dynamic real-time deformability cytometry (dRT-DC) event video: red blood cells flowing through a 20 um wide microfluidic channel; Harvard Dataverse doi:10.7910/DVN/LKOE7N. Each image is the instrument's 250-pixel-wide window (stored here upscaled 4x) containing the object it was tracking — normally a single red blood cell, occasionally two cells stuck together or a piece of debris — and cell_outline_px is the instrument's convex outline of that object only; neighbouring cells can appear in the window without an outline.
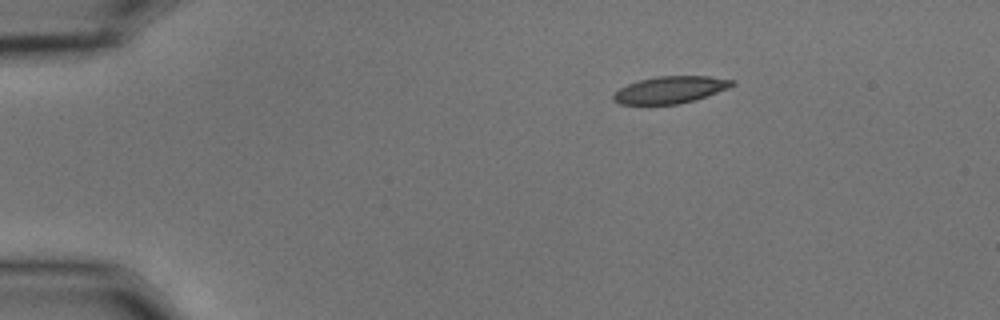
{"species": "common noctule bat (a hibernating species)", "species_latin": "Nyctalus noctula", "temperature_condition": "cold", "stored_images_in_passage": 47, "camera_frame_rate_fps": 3000, "um_per_image_px": 0.085, "animal": {"sex": "male", "body_mass_g": 15.6}, "frame": {"image": 1, "passage_image": 1, "time_ms": 0.0, "image_size_px": [1000, 320], "cell_outline_px": [[736, 84], [728, 88], [696, 100], [680, 104], [644, 108], [620, 104], [612, 100], [612, 96], [620, 88], [628, 84], [640, 80], [656, 76], [708, 76], [736, 80]], "centroid_in_image_um": [56.92, 7.69], "position_along_channel_um": 28.1, "area_um2": 19.59}}
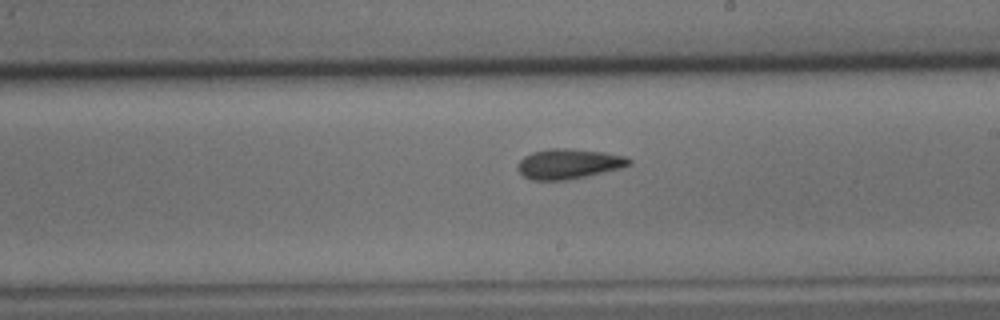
{"frame": {"image": 2, "passage_image": 24, "time_ms": 7.667, "image_size_px": [1000, 320], "cell_outline_px": [[632, 164], [620, 168], [588, 176], [568, 180], [532, 180], [524, 176], [516, 168], [516, 164], [524, 156], [532, 152], [548, 148], [572, 148], [604, 152], [624, 156], [632, 160]], "centroid_in_image_um": [48.32, 13.92], "position_along_channel_um": 240.7, "area_um2": 19.71}}
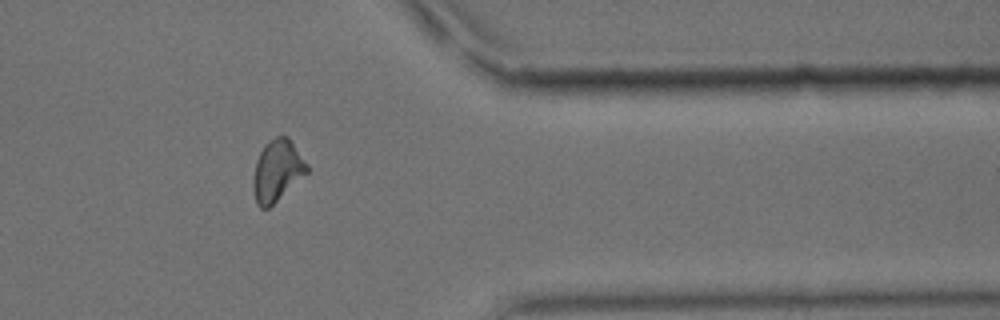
{"frame": {"image": 3, "passage_image": 37, "time_ms": 12.0, "image_size_px": [1000, 320], "cell_outline_px": [[308, 172], [268, 208], [260, 208], [256, 204], [252, 188], [252, 180], [256, 160], [264, 144], [268, 140], [276, 136], [288, 136], [308, 164]], "centroid_in_image_um": [23.53, 14.49], "position_along_channel_um": 387.9, "area_um2": 19.31}, "authors_computed_cell_mechanics": {"area_um2": 19.3052, "velocity_mm_per_s": 3.6657, "shape_relaxation_time_tau1_ms": 9.8105, "shape_relaxation_time_tau2_ms": 2.8006, "deformation_change_tau1": 0.205, "deformation_change_tau2": 0.0882}}